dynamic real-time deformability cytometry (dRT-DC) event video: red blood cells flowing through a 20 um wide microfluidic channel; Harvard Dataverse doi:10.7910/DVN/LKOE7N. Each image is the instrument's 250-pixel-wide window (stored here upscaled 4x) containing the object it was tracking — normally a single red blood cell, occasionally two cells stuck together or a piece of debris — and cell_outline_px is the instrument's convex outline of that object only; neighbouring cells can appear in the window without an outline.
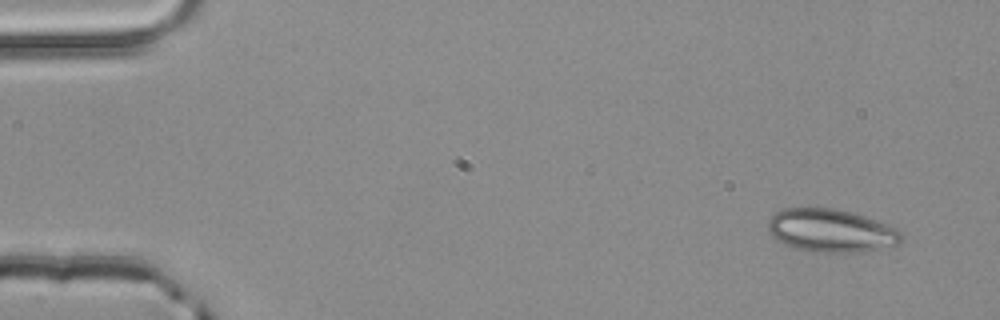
{"species": "common noctule bat (a hibernating species)", "species_latin": "Nyctalus noctula", "temperature_condition": "room temperature", "stored_images_in_passage": 3, "camera_frame_rate_fps": 3000, "um_per_image_px": 0.085, "animal": {"sex": "male", "body_mass_g": 20.4}, "frame": {"image": 1, "passage_image": 1, "time_ms": 0.0, "image_size_px": [1000, 320], "cell_outline_px": [[904, 240], [900, 244], [856, 252], [824, 252], [796, 248], [784, 244], [772, 236], [768, 232], [768, 220], [776, 212], [784, 208], [832, 208], [852, 212], [888, 224], [896, 228], [904, 236]], "centroid_in_image_um": [70.65, 19.59], "position_along_channel_um": 14.4, "area_um2": 33.29}}